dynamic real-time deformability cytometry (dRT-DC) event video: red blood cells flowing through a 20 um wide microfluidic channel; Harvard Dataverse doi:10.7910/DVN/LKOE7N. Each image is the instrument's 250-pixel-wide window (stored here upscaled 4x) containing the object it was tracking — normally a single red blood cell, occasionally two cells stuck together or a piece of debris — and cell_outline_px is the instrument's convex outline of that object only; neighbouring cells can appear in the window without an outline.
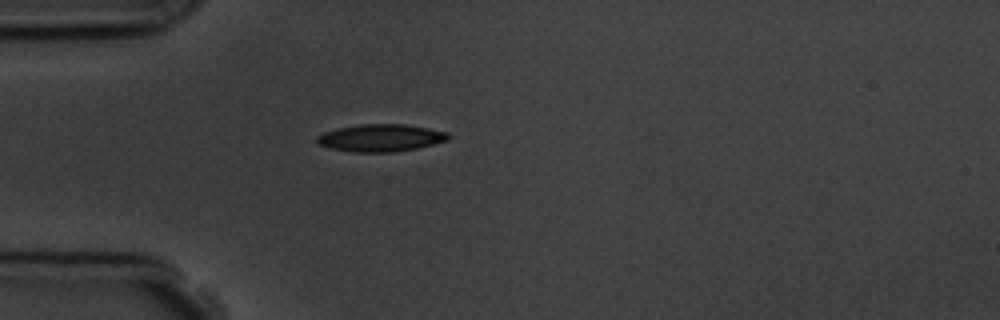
{"species": "common noctule bat (a hibernating species)", "species_latin": "Nyctalus noctula", "temperature_condition": "room temperature", "stored_images_in_passage": 3, "camera_frame_rate_fps": 3000, "um_per_image_px": 0.085, "animal": {"sex": "male", "body_mass_g": 19.5, "forearm_length_mm": 54.6}, "frame": {"image": 1, "passage_image": 3, "time_ms": 3.333, "image_size_px": [1000, 320], "cell_outline_px": [[448, 140], [416, 148], [396, 152], [352, 152], [332, 148], [316, 144], [316, 136], [324, 132], [336, 128], [360, 124], [404, 124], [428, 128], [448, 132]], "centroid_in_image_um": [32.32, 11.71], "position_along_channel_um": 52.7, "area_um2": 20.92}}